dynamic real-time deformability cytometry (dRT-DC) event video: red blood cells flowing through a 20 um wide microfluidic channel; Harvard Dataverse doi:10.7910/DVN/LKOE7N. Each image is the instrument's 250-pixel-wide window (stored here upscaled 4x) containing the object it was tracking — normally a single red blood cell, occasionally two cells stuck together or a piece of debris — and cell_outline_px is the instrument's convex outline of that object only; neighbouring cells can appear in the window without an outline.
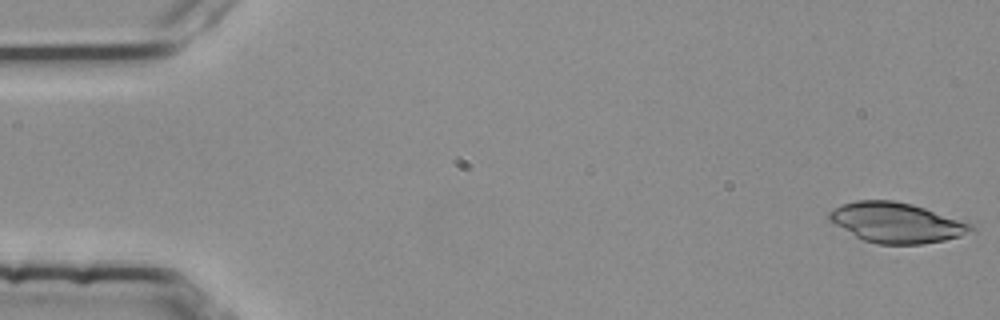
{"species": "common noctule bat (a hibernating species)", "species_latin": "Nyctalus noctula", "temperature_condition": "room temperature", "stored_images_in_passage": 53, "camera_frame_rate_fps": 3000, "um_per_image_px": 0.085, "animal": {"sex": "female", "body_mass_g": 25.1}, "frame": {"image": 1, "passage_image": 1, "time_ms": 0.0, "image_size_px": [1000, 320], "cell_outline_px": [[976, 228], [960, 236], [944, 240], [920, 244], [876, 244], [864, 240], [856, 236], [828, 220], [828, 212], [832, 208], [840, 204], [856, 200], [896, 200], [912, 204], [972, 224]], "centroid_in_image_um": [76.15, 18.91], "position_along_channel_um": 8.9, "area_um2": 32.95}}